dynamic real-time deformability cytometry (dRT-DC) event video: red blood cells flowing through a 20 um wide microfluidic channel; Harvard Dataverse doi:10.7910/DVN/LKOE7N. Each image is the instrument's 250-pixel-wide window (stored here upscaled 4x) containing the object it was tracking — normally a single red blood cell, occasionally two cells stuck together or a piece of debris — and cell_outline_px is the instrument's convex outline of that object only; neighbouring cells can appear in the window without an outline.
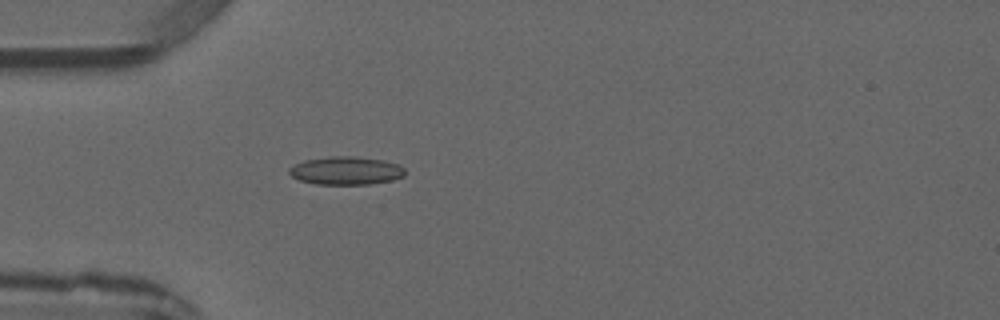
{"species": "common noctule bat (a hibernating species)", "species_latin": "Nyctalus noctula", "temperature_condition": "warm", "stored_images_in_passage": 1, "camera_frame_rate_fps": 3000, "um_per_image_px": 0.085, "animal": {"sex": "male", "forearm_length_mm": 52.5}, "frame": {"image": 1, "passage_image": 1, "time_ms": 0.0, "image_size_px": [1000, 320], "cell_outline_px": [[404, 176], [392, 180], [368, 184], [316, 184], [300, 180], [292, 176], [288, 172], [288, 168], [304, 160], [332, 156], [356, 156], [384, 160], [400, 164], [404, 168]], "centroid_in_image_um": [29.42, 14.49], "position_along_channel_um": 55.6, "area_um2": 19.02}}